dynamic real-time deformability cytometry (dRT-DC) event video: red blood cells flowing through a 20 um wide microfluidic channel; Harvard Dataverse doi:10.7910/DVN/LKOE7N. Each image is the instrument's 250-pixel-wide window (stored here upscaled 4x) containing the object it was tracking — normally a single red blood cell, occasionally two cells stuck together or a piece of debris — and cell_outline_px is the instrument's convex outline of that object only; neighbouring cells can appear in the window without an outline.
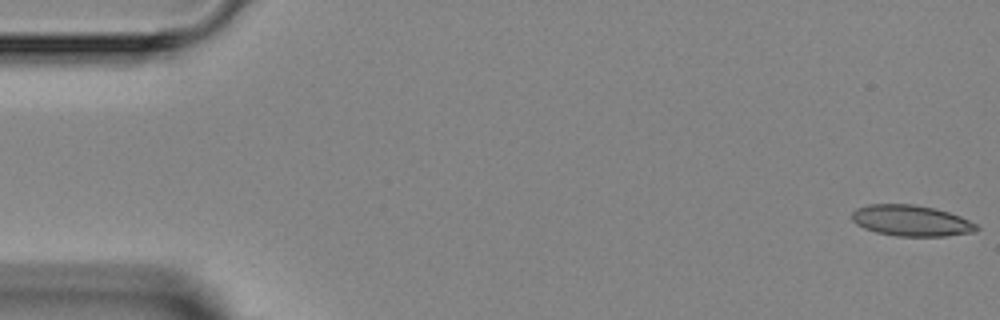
{"species": "Egyptian fruit bat (a non-hibernating species)", "species_latin": "Rousettus aegyptiacus", "temperature_condition": "room temperature", "stored_images_in_passage": 4, "camera_frame_rate_fps": 3000, "um_per_image_px": 0.085, "animal": {"sex": "female"}, "frame": {"image": 1, "passage_image": 1, "time_ms": 0.0, "image_size_px": [1000, 320], "cell_outline_px": [[980, 228], [976, 232], [944, 236], [896, 236], [876, 232], [864, 228], [856, 224], [852, 220], [852, 212], [856, 208], [868, 204], [912, 204], [936, 208], [960, 216], [976, 224]], "centroid_in_image_um": [77.45, 18.75], "position_along_channel_um": 7.6, "area_um2": 22.6}}